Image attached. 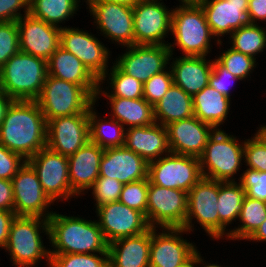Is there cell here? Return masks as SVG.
<instances>
[{
	"instance_id": "cell-15",
	"label": "cell",
	"mask_w": 266,
	"mask_h": 267,
	"mask_svg": "<svg viewBox=\"0 0 266 267\" xmlns=\"http://www.w3.org/2000/svg\"><path fill=\"white\" fill-rule=\"evenodd\" d=\"M60 47L76 56L98 80L108 71L110 52L92 33L64 26L60 33Z\"/></svg>"
},
{
	"instance_id": "cell-42",
	"label": "cell",
	"mask_w": 266,
	"mask_h": 267,
	"mask_svg": "<svg viewBox=\"0 0 266 267\" xmlns=\"http://www.w3.org/2000/svg\"><path fill=\"white\" fill-rule=\"evenodd\" d=\"M19 51L20 40L17 22H0V69Z\"/></svg>"
},
{
	"instance_id": "cell-22",
	"label": "cell",
	"mask_w": 266,
	"mask_h": 267,
	"mask_svg": "<svg viewBox=\"0 0 266 267\" xmlns=\"http://www.w3.org/2000/svg\"><path fill=\"white\" fill-rule=\"evenodd\" d=\"M172 153L199 158L216 130L213 126L192 116L166 125Z\"/></svg>"
},
{
	"instance_id": "cell-5",
	"label": "cell",
	"mask_w": 266,
	"mask_h": 267,
	"mask_svg": "<svg viewBox=\"0 0 266 267\" xmlns=\"http://www.w3.org/2000/svg\"><path fill=\"white\" fill-rule=\"evenodd\" d=\"M42 228V229H41ZM49 239L48 219L40 217L15 216L9 230L5 249L10 252L11 261L17 267H35L45 258L50 267V249H45L40 231Z\"/></svg>"
},
{
	"instance_id": "cell-32",
	"label": "cell",
	"mask_w": 266,
	"mask_h": 267,
	"mask_svg": "<svg viewBox=\"0 0 266 267\" xmlns=\"http://www.w3.org/2000/svg\"><path fill=\"white\" fill-rule=\"evenodd\" d=\"M245 196L246 191L240 183L218 181L219 239L225 234V238H228V233L225 232V229L227 225L232 224V221H236L239 218Z\"/></svg>"
},
{
	"instance_id": "cell-54",
	"label": "cell",
	"mask_w": 266,
	"mask_h": 267,
	"mask_svg": "<svg viewBox=\"0 0 266 267\" xmlns=\"http://www.w3.org/2000/svg\"><path fill=\"white\" fill-rule=\"evenodd\" d=\"M85 1H105L109 3L122 4L131 7H134L137 4V0H85Z\"/></svg>"
},
{
	"instance_id": "cell-37",
	"label": "cell",
	"mask_w": 266,
	"mask_h": 267,
	"mask_svg": "<svg viewBox=\"0 0 266 267\" xmlns=\"http://www.w3.org/2000/svg\"><path fill=\"white\" fill-rule=\"evenodd\" d=\"M228 38L232 42L231 48L253 58L266 48V30L258 24L242 26Z\"/></svg>"
},
{
	"instance_id": "cell-58",
	"label": "cell",
	"mask_w": 266,
	"mask_h": 267,
	"mask_svg": "<svg viewBox=\"0 0 266 267\" xmlns=\"http://www.w3.org/2000/svg\"><path fill=\"white\" fill-rule=\"evenodd\" d=\"M151 2H159V0H137V4L138 3H151Z\"/></svg>"
},
{
	"instance_id": "cell-14",
	"label": "cell",
	"mask_w": 266,
	"mask_h": 267,
	"mask_svg": "<svg viewBox=\"0 0 266 267\" xmlns=\"http://www.w3.org/2000/svg\"><path fill=\"white\" fill-rule=\"evenodd\" d=\"M98 225L108 244L115 240L136 236L147 231L150 226L145 215L120 201L96 208Z\"/></svg>"
},
{
	"instance_id": "cell-9",
	"label": "cell",
	"mask_w": 266,
	"mask_h": 267,
	"mask_svg": "<svg viewBox=\"0 0 266 267\" xmlns=\"http://www.w3.org/2000/svg\"><path fill=\"white\" fill-rule=\"evenodd\" d=\"M186 214V191L165 188L149 181L146 220L151 228H183Z\"/></svg>"
},
{
	"instance_id": "cell-17",
	"label": "cell",
	"mask_w": 266,
	"mask_h": 267,
	"mask_svg": "<svg viewBox=\"0 0 266 267\" xmlns=\"http://www.w3.org/2000/svg\"><path fill=\"white\" fill-rule=\"evenodd\" d=\"M167 8L160 1L133 7L134 45H168L164 37L171 31L172 10Z\"/></svg>"
},
{
	"instance_id": "cell-23",
	"label": "cell",
	"mask_w": 266,
	"mask_h": 267,
	"mask_svg": "<svg viewBox=\"0 0 266 267\" xmlns=\"http://www.w3.org/2000/svg\"><path fill=\"white\" fill-rule=\"evenodd\" d=\"M99 176L116 179L123 185L148 178V163L125 146L104 149Z\"/></svg>"
},
{
	"instance_id": "cell-49",
	"label": "cell",
	"mask_w": 266,
	"mask_h": 267,
	"mask_svg": "<svg viewBox=\"0 0 266 267\" xmlns=\"http://www.w3.org/2000/svg\"><path fill=\"white\" fill-rule=\"evenodd\" d=\"M0 210L14 212L13 184L11 180L0 179Z\"/></svg>"
},
{
	"instance_id": "cell-56",
	"label": "cell",
	"mask_w": 266,
	"mask_h": 267,
	"mask_svg": "<svg viewBox=\"0 0 266 267\" xmlns=\"http://www.w3.org/2000/svg\"><path fill=\"white\" fill-rule=\"evenodd\" d=\"M178 267H196V265H195V253L185 264H182Z\"/></svg>"
},
{
	"instance_id": "cell-21",
	"label": "cell",
	"mask_w": 266,
	"mask_h": 267,
	"mask_svg": "<svg viewBox=\"0 0 266 267\" xmlns=\"http://www.w3.org/2000/svg\"><path fill=\"white\" fill-rule=\"evenodd\" d=\"M17 22L20 51L46 61L60 47L61 28L33 17L23 15Z\"/></svg>"
},
{
	"instance_id": "cell-43",
	"label": "cell",
	"mask_w": 266,
	"mask_h": 267,
	"mask_svg": "<svg viewBox=\"0 0 266 267\" xmlns=\"http://www.w3.org/2000/svg\"><path fill=\"white\" fill-rule=\"evenodd\" d=\"M173 85L172 72L166 68L160 73L153 75L143 83V98L152 106H155Z\"/></svg>"
},
{
	"instance_id": "cell-20",
	"label": "cell",
	"mask_w": 266,
	"mask_h": 267,
	"mask_svg": "<svg viewBox=\"0 0 266 267\" xmlns=\"http://www.w3.org/2000/svg\"><path fill=\"white\" fill-rule=\"evenodd\" d=\"M249 0H202L199 4L204 10L207 23L214 37L219 40L225 34L230 35L242 26L252 25L248 9Z\"/></svg>"
},
{
	"instance_id": "cell-41",
	"label": "cell",
	"mask_w": 266,
	"mask_h": 267,
	"mask_svg": "<svg viewBox=\"0 0 266 267\" xmlns=\"http://www.w3.org/2000/svg\"><path fill=\"white\" fill-rule=\"evenodd\" d=\"M149 178L123 185L119 201L146 217Z\"/></svg>"
},
{
	"instance_id": "cell-4",
	"label": "cell",
	"mask_w": 266,
	"mask_h": 267,
	"mask_svg": "<svg viewBox=\"0 0 266 267\" xmlns=\"http://www.w3.org/2000/svg\"><path fill=\"white\" fill-rule=\"evenodd\" d=\"M175 43L168 44L173 56L174 45L183 51V56H204L211 51L210 41L214 36L199 3L180 4L172 10L171 31ZM210 50V51H209Z\"/></svg>"
},
{
	"instance_id": "cell-10",
	"label": "cell",
	"mask_w": 266,
	"mask_h": 267,
	"mask_svg": "<svg viewBox=\"0 0 266 267\" xmlns=\"http://www.w3.org/2000/svg\"><path fill=\"white\" fill-rule=\"evenodd\" d=\"M218 181L202 177L187 193V214L183 228L193 231V218L211 238L219 239ZM193 225V226H192Z\"/></svg>"
},
{
	"instance_id": "cell-13",
	"label": "cell",
	"mask_w": 266,
	"mask_h": 267,
	"mask_svg": "<svg viewBox=\"0 0 266 267\" xmlns=\"http://www.w3.org/2000/svg\"><path fill=\"white\" fill-rule=\"evenodd\" d=\"M102 35L125 47L134 45L133 7L105 1H86Z\"/></svg>"
},
{
	"instance_id": "cell-35",
	"label": "cell",
	"mask_w": 266,
	"mask_h": 267,
	"mask_svg": "<svg viewBox=\"0 0 266 267\" xmlns=\"http://www.w3.org/2000/svg\"><path fill=\"white\" fill-rule=\"evenodd\" d=\"M266 220V202L245 196L239 215L241 225L228 231L230 240H248Z\"/></svg>"
},
{
	"instance_id": "cell-53",
	"label": "cell",
	"mask_w": 266,
	"mask_h": 267,
	"mask_svg": "<svg viewBox=\"0 0 266 267\" xmlns=\"http://www.w3.org/2000/svg\"><path fill=\"white\" fill-rule=\"evenodd\" d=\"M249 241H266V220L259 226L255 233L248 239Z\"/></svg>"
},
{
	"instance_id": "cell-2",
	"label": "cell",
	"mask_w": 266,
	"mask_h": 267,
	"mask_svg": "<svg viewBox=\"0 0 266 267\" xmlns=\"http://www.w3.org/2000/svg\"><path fill=\"white\" fill-rule=\"evenodd\" d=\"M50 254L108 253V243L97 220L53 213L48 218Z\"/></svg>"
},
{
	"instance_id": "cell-25",
	"label": "cell",
	"mask_w": 266,
	"mask_h": 267,
	"mask_svg": "<svg viewBox=\"0 0 266 267\" xmlns=\"http://www.w3.org/2000/svg\"><path fill=\"white\" fill-rule=\"evenodd\" d=\"M124 146L141 156L147 163L169 154L166 126L158 123L149 126L126 128Z\"/></svg>"
},
{
	"instance_id": "cell-26",
	"label": "cell",
	"mask_w": 266,
	"mask_h": 267,
	"mask_svg": "<svg viewBox=\"0 0 266 267\" xmlns=\"http://www.w3.org/2000/svg\"><path fill=\"white\" fill-rule=\"evenodd\" d=\"M48 75L80 85L95 100L99 80L72 53L59 47L47 60Z\"/></svg>"
},
{
	"instance_id": "cell-11",
	"label": "cell",
	"mask_w": 266,
	"mask_h": 267,
	"mask_svg": "<svg viewBox=\"0 0 266 267\" xmlns=\"http://www.w3.org/2000/svg\"><path fill=\"white\" fill-rule=\"evenodd\" d=\"M27 162L36 171L42 189L53 202L59 201L58 199L67 201L76 195L71 189L66 156L46 146Z\"/></svg>"
},
{
	"instance_id": "cell-46",
	"label": "cell",
	"mask_w": 266,
	"mask_h": 267,
	"mask_svg": "<svg viewBox=\"0 0 266 267\" xmlns=\"http://www.w3.org/2000/svg\"><path fill=\"white\" fill-rule=\"evenodd\" d=\"M26 160L0 143V179L12 180Z\"/></svg>"
},
{
	"instance_id": "cell-57",
	"label": "cell",
	"mask_w": 266,
	"mask_h": 267,
	"mask_svg": "<svg viewBox=\"0 0 266 267\" xmlns=\"http://www.w3.org/2000/svg\"><path fill=\"white\" fill-rule=\"evenodd\" d=\"M181 4L200 3L202 0H179Z\"/></svg>"
},
{
	"instance_id": "cell-27",
	"label": "cell",
	"mask_w": 266,
	"mask_h": 267,
	"mask_svg": "<svg viewBox=\"0 0 266 267\" xmlns=\"http://www.w3.org/2000/svg\"><path fill=\"white\" fill-rule=\"evenodd\" d=\"M170 69L173 84L179 86L185 93L194 96L203 90L209 83L213 61L204 56H182L176 60L170 56Z\"/></svg>"
},
{
	"instance_id": "cell-19",
	"label": "cell",
	"mask_w": 266,
	"mask_h": 267,
	"mask_svg": "<svg viewBox=\"0 0 266 267\" xmlns=\"http://www.w3.org/2000/svg\"><path fill=\"white\" fill-rule=\"evenodd\" d=\"M151 228L150 267H178L185 264L197 247L181 237L184 228Z\"/></svg>"
},
{
	"instance_id": "cell-16",
	"label": "cell",
	"mask_w": 266,
	"mask_h": 267,
	"mask_svg": "<svg viewBox=\"0 0 266 267\" xmlns=\"http://www.w3.org/2000/svg\"><path fill=\"white\" fill-rule=\"evenodd\" d=\"M90 141L88 114L52 118L47 122L46 146L69 157Z\"/></svg>"
},
{
	"instance_id": "cell-38",
	"label": "cell",
	"mask_w": 266,
	"mask_h": 267,
	"mask_svg": "<svg viewBox=\"0 0 266 267\" xmlns=\"http://www.w3.org/2000/svg\"><path fill=\"white\" fill-rule=\"evenodd\" d=\"M50 255V267H109L108 253Z\"/></svg>"
},
{
	"instance_id": "cell-47",
	"label": "cell",
	"mask_w": 266,
	"mask_h": 267,
	"mask_svg": "<svg viewBox=\"0 0 266 267\" xmlns=\"http://www.w3.org/2000/svg\"><path fill=\"white\" fill-rule=\"evenodd\" d=\"M240 80L239 78L232 75L227 71L216 59L213 61L212 72L209 77L208 85L223 94L224 96L231 99L230 89L227 84L230 81ZM231 84H229L230 86Z\"/></svg>"
},
{
	"instance_id": "cell-36",
	"label": "cell",
	"mask_w": 266,
	"mask_h": 267,
	"mask_svg": "<svg viewBox=\"0 0 266 267\" xmlns=\"http://www.w3.org/2000/svg\"><path fill=\"white\" fill-rule=\"evenodd\" d=\"M110 74L107 71L104 76L99 80V87L97 90L96 100L99 99V95L103 94L106 97H121L126 99H139L143 98V83L132 76L125 74L115 63L113 66L110 67ZM109 75L108 82L110 84V89L112 91L106 92L105 90L102 91L100 87L103 84Z\"/></svg>"
},
{
	"instance_id": "cell-29",
	"label": "cell",
	"mask_w": 266,
	"mask_h": 267,
	"mask_svg": "<svg viewBox=\"0 0 266 267\" xmlns=\"http://www.w3.org/2000/svg\"><path fill=\"white\" fill-rule=\"evenodd\" d=\"M194 116L216 130L225 123L230 110V99L207 85L193 97Z\"/></svg>"
},
{
	"instance_id": "cell-34",
	"label": "cell",
	"mask_w": 266,
	"mask_h": 267,
	"mask_svg": "<svg viewBox=\"0 0 266 267\" xmlns=\"http://www.w3.org/2000/svg\"><path fill=\"white\" fill-rule=\"evenodd\" d=\"M80 2V0H30L29 13L50 25L62 28L59 23L74 16Z\"/></svg>"
},
{
	"instance_id": "cell-1",
	"label": "cell",
	"mask_w": 266,
	"mask_h": 267,
	"mask_svg": "<svg viewBox=\"0 0 266 267\" xmlns=\"http://www.w3.org/2000/svg\"><path fill=\"white\" fill-rule=\"evenodd\" d=\"M47 122L36 101L13 100L0 125V143L26 161L46 147Z\"/></svg>"
},
{
	"instance_id": "cell-51",
	"label": "cell",
	"mask_w": 266,
	"mask_h": 267,
	"mask_svg": "<svg viewBox=\"0 0 266 267\" xmlns=\"http://www.w3.org/2000/svg\"><path fill=\"white\" fill-rule=\"evenodd\" d=\"M247 10L253 24H257V20L266 21V0H249Z\"/></svg>"
},
{
	"instance_id": "cell-18",
	"label": "cell",
	"mask_w": 266,
	"mask_h": 267,
	"mask_svg": "<svg viewBox=\"0 0 266 267\" xmlns=\"http://www.w3.org/2000/svg\"><path fill=\"white\" fill-rule=\"evenodd\" d=\"M128 50V51H127ZM119 56L115 64L127 75L145 83L170 64L168 45H132Z\"/></svg>"
},
{
	"instance_id": "cell-48",
	"label": "cell",
	"mask_w": 266,
	"mask_h": 267,
	"mask_svg": "<svg viewBox=\"0 0 266 267\" xmlns=\"http://www.w3.org/2000/svg\"><path fill=\"white\" fill-rule=\"evenodd\" d=\"M29 2L30 0H0V22L18 21L23 17L20 12L23 7L24 15L29 14Z\"/></svg>"
},
{
	"instance_id": "cell-55",
	"label": "cell",
	"mask_w": 266,
	"mask_h": 267,
	"mask_svg": "<svg viewBox=\"0 0 266 267\" xmlns=\"http://www.w3.org/2000/svg\"><path fill=\"white\" fill-rule=\"evenodd\" d=\"M203 259L201 258V255L198 250L195 251V265H200L201 267H222L221 265L218 264H210V263H204ZM204 263V266H203ZM198 267V266H197Z\"/></svg>"
},
{
	"instance_id": "cell-40",
	"label": "cell",
	"mask_w": 266,
	"mask_h": 267,
	"mask_svg": "<svg viewBox=\"0 0 266 267\" xmlns=\"http://www.w3.org/2000/svg\"><path fill=\"white\" fill-rule=\"evenodd\" d=\"M244 160L250 169L266 172V135L260 129L244 141Z\"/></svg>"
},
{
	"instance_id": "cell-30",
	"label": "cell",
	"mask_w": 266,
	"mask_h": 267,
	"mask_svg": "<svg viewBox=\"0 0 266 267\" xmlns=\"http://www.w3.org/2000/svg\"><path fill=\"white\" fill-rule=\"evenodd\" d=\"M153 109L155 122L163 126L194 116L192 96L175 84Z\"/></svg>"
},
{
	"instance_id": "cell-33",
	"label": "cell",
	"mask_w": 266,
	"mask_h": 267,
	"mask_svg": "<svg viewBox=\"0 0 266 267\" xmlns=\"http://www.w3.org/2000/svg\"><path fill=\"white\" fill-rule=\"evenodd\" d=\"M94 105L88 109L90 142L103 149L124 146L126 128L112 117L99 118Z\"/></svg>"
},
{
	"instance_id": "cell-31",
	"label": "cell",
	"mask_w": 266,
	"mask_h": 267,
	"mask_svg": "<svg viewBox=\"0 0 266 267\" xmlns=\"http://www.w3.org/2000/svg\"><path fill=\"white\" fill-rule=\"evenodd\" d=\"M111 104L110 116L124 127L149 126L155 123L154 109L144 98L126 99L107 97Z\"/></svg>"
},
{
	"instance_id": "cell-8",
	"label": "cell",
	"mask_w": 266,
	"mask_h": 267,
	"mask_svg": "<svg viewBox=\"0 0 266 267\" xmlns=\"http://www.w3.org/2000/svg\"><path fill=\"white\" fill-rule=\"evenodd\" d=\"M199 158L170 152L148 163L152 184L184 190L187 193L202 178Z\"/></svg>"
},
{
	"instance_id": "cell-52",
	"label": "cell",
	"mask_w": 266,
	"mask_h": 267,
	"mask_svg": "<svg viewBox=\"0 0 266 267\" xmlns=\"http://www.w3.org/2000/svg\"><path fill=\"white\" fill-rule=\"evenodd\" d=\"M13 99L9 97L1 88H0V125L9 105L12 103Z\"/></svg>"
},
{
	"instance_id": "cell-3",
	"label": "cell",
	"mask_w": 266,
	"mask_h": 267,
	"mask_svg": "<svg viewBox=\"0 0 266 267\" xmlns=\"http://www.w3.org/2000/svg\"><path fill=\"white\" fill-rule=\"evenodd\" d=\"M47 76L45 59L19 51L0 69V88L13 100L36 101Z\"/></svg>"
},
{
	"instance_id": "cell-24",
	"label": "cell",
	"mask_w": 266,
	"mask_h": 267,
	"mask_svg": "<svg viewBox=\"0 0 266 267\" xmlns=\"http://www.w3.org/2000/svg\"><path fill=\"white\" fill-rule=\"evenodd\" d=\"M104 149L90 141L68 158V173L72 191L78 197L99 177L100 160ZM83 192V193H82Z\"/></svg>"
},
{
	"instance_id": "cell-6",
	"label": "cell",
	"mask_w": 266,
	"mask_h": 267,
	"mask_svg": "<svg viewBox=\"0 0 266 267\" xmlns=\"http://www.w3.org/2000/svg\"><path fill=\"white\" fill-rule=\"evenodd\" d=\"M242 144L224 130H215L199 157L202 176L220 182L235 181L232 177L244 160V141Z\"/></svg>"
},
{
	"instance_id": "cell-59",
	"label": "cell",
	"mask_w": 266,
	"mask_h": 267,
	"mask_svg": "<svg viewBox=\"0 0 266 267\" xmlns=\"http://www.w3.org/2000/svg\"><path fill=\"white\" fill-rule=\"evenodd\" d=\"M266 135V125L259 128Z\"/></svg>"
},
{
	"instance_id": "cell-50",
	"label": "cell",
	"mask_w": 266,
	"mask_h": 267,
	"mask_svg": "<svg viewBox=\"0 0 266 267\" xmlns=\"http://www.w3.org/2000/svg\"><path fill=\"white\" fill-rule=\"evenodd\" d=\"M13 211L0 210V247L5 248L8 241L12 220L15 218Z\"/></svg>"
},
{
	"instance_id": "cell-28",
	"label": "cell",
	"mask_w": 266,
	"mask_h": 267,
	"mask_svg": "<svg viewBox=\"0 0 266 267\" xmlns=\"http://www.w3.org/2000/svg\"><path fill=\"white\" fill-rule=\"evenodd\" d=\"M151 227L142 234L108 245L109 267H150Z\"/></svg>"
},
{
	"instance_id": "cell-45",
	"label": "cell",
	"mask_w": 266,
	"mask_h": 267,
	"mask_svg": "<svg viewBox=\"0 0 266 267\" xmlns=\"http://www.w3.org/2000/svg\"><path fill=\"white\" fill-rule=\"evenodd\" d=\"M246 196L266 202V172L247 168L238 179Z\"/></svg>"
},
{
	"instance_id": "cell-12",
	"label": "cell",
	"mask_w": 266,
	"mask_h": 267,
	"mask_svg": "<svg viewBox=\"0 0 266 267\" xmlns=\"http://www.w3.org/2000/svg\"><path fill=\"white\" fill-rule=\"evenodd\" d=\"M14 213L16 216L48 219L54 212H46L54 202L42 189L38 175L26 161L12 178Z\"/></svg>"
},
{
	"instance_id": "cell-7",
	"label": "cell",
	"mask_w": 266,
	"mask_h": 267,
	"mask_svg": "<svg viewBox=\"0 0 266 267\" xmlns=\"http://www.w3.org/2000/svg\"><path fill=\"white\" fill-rule=\"evenodd\" d=\"M46 122L52 118L88 114L95 99L80 85L47 76L42 92L37 98Z\"/></svg>"
},
{
	"instance_id": "cell-39",
	"label": "cell",
	"mask_w": 266,
	"mask_h": 267,
	"mask_svg": "<svg viewBox=\"0 0 266 267\" xmlns=\"http://www.w3.org/2000/svg\"><path fill=\"white\" fill-rule=\"evenodd\" d=\"M227 71L239 78L241 81L248 78L256 67V58L243 54L233 48L224 51L216 59Z\"/></svg>"
},
{
	"instance_id": "cell-44",
	"label": "cell",
	"mask_w": 266,
	"mask_h": 267,
	"mask_svg": "<svg viewBox=\"0 0 266 267\" xmlns=\"http://www.w3.org/2000/svg\"><path fill=\"white\" fill-rule=\"evenodd\" d=\"M122 188L123 184L118 180L99 176L90 188V190L92 189V196L96 201L94 203L96 208L119 201Z\"/></svg>"
}]
</instances>
